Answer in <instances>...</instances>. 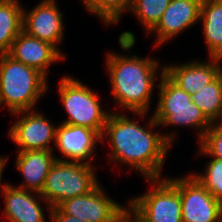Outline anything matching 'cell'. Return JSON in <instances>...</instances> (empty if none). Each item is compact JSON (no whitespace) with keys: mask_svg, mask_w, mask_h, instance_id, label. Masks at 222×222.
I'll return each instance as SVG.
<instances>
[{"mask_svg":"<svg viewBox=\"0 0 222 222\" xmlns=\"http://www.w3.org/2000/svg\"><path fill=\"white\" fill-rule=\"evenodd\" d=\"M111 112L101 135V142L108 138L110 144L109 161L136 169L145 180L161 178L165 158L177 132H154L160 125L153 116L145 128L126 113Z\"/></svg>","mask_w":222,"mask_h":222,"instance_id":"1","label":"cell"},{"mask_svg":"<svg viewBox=\"0 0 222 222\" xmlns=\"http://www.w3.org/2000/svg\"><path fill=\"white\" fill-rule=\"evenodd\" d=\"M106 61L114 102L116 101L122 110L133 113L135 117L146 118L155 81L158 75H163L164 65L161 68L158 59L143 58L136 54L125 56L113 51L107 53Z\"/></svg>","mask_w":222,"mask_h":222,"instance_id":"2","label":"cell"},{"mask_svg":"<svg viewBox=\"0 0 222 222\" xmlns=\"http://www.w3.org/2000/svg\"><path fill=\"white\" fill-rule=\"evenodd\" d=\"M48 82L38 70L0 54V108L6 106L11 114L33 110L49 89Z\"/></svg>","mask_w":222,"mask_h":222,"instance_id":"3","label":"cell"},{"mask_svg":"<svg viewBox=\"0 0 222 222\" xmlns=\"http://www.w3.org/2000/svg\"><path fill=\"white\" fill-rule=\"evenodd\" d=\"M158 79L159 88L156 109L152 114L155 121L162 126H188L197 129L200 142L211 122L194 104L191 95L176 85L165 73Z\"/></svg>","mask_w":222,"mask_h":222,"instance_id":"4","label":"cell"},{"mask_svg":"<svg viewBox=\"0 0 222 222\" xmlns=\"http://www.w3.org/2000/svg\"><path fill=\"white\" fill-rule=\"evenodd\" d=\"M59 82L57 92L68 115L61 123L84 126L101 136L111 110H104L97 92L77 78L67 74Z\"/></svg>","mask_w":222,"mask_h":222,"instance_id":"5","label":"cell"},{"mask_svg":"<svg viewBox=\"0 0 222 222\" xmlns=\"http://www.w3.org/2000/svg\"><path fill=\"white\" fill-rule=\"evenodd\" d=\"M95 172L89 163L56 160L39 194L52 208L57 207L66 199L94 190L99 185Z\"/></svg>","mask_w":222,"mask_h":222,"instance_id":"6","label":"cell"},{"mask_svg":"<svg viewBox=\"0 0 222 222\" xmlns=\"http://www.w3.org/2000/svg\"><path fill=\"white\" fill-rule=\"evenodd\" d=\"M150 190L128 205L146 222H182L179 190L166 178L147 179Z\"/></svg>","mask_w":222,"mask_h":222,"instance_id":"7","label":"cell"},{"mask_svg":"<svg viewBox=\"0 0 222 222\" xmlns=\"http://www.w3.org/2000/svg\"><path fill=\"white\" fill-rule=\"evenodd\" d=\"M167 179L179 190L182 222H219L222 203L192 173Z\"/></svg>","mask_w":222,"mask_h":222,"instance_id":"8","label":"cell"},{"mask_svg":"<svg viewBox=\"0 0 222 222\" xmlns=\"http://www.w3.org/2000/svg\"><path fill=\"white\" fill-rule=\"evenodd\" d=\"M17 115L21 117L12 124L8 131L9 138L18 147L17 152L54 150L50 144L55 143L57 126L35 109L12 114L16 117Z\"/></svg>","mask_w":222,"mask_h":222,"instance_id":"9","label":"cell"},{"mask_svg":"<svg viewBox=\"0 0 222 222\" xmlns=\"http://www.w3.org/2000/svg\"><path fill=\"white\" fill-rule=\"evenodd\" d=\"M99 184L91 192L64 200L58 207L70 216L86 222H119L125 208L111 199Z\"/></svg>","mask_w":222,"mask_h":222,"instance_id":"10","label":"cell"},{"mask_svg":"<svg viewBox=\"0 0 222 222\" xmlns=\"http://www.w3.org/2000/svg\"><path fill=\"white\" fill-rule=\"evenodd\" d=\"M56 0H42L32 10L23 8V31L58 48L64 38L63 13Z\"/></svg>","mask_w":222,"mask_h":222,"instance_id":"11","label":"cell"},{"mask_svg":"<svg viewBox=\"0 0 222 222\" xmlns=\"http://www.w3.org/2000/svg\"><path fill=\"white\" fill-rule=\"evenodd\" d=\"M98 141L101 136L90 128L84 126L60 123L57 127L55 146L64 158L56 160L78 161L92 164ZM67 158V159H65Z\"/></svg>","mask_w":222,"mask_h":222,"instance_id":"12","label":"cell"},{"mask_svg":"<svg viewBox=\"0 0 222 222\" xmlns=\"http://www.w3.org/2000/svg\"><path fill=\"white\" fill-rule=\"evenodd\" d=\"M202 0H171L156 27L149 33L156 35L154 47L169 42L181 32L199 22Z\"/></svg>","mask_w":222,"mask_h":222,"instance_id":"13","label":"cell"},{"mask_svg":"<svg viewBox=\"0 0 222 222\" xmlns=\"http://www.w3.org/2000/svg\"><path fill=\"white\" fill-rule=\"evenodd\" d=\"M14 60L38 70L48 78L51 64L62 61L65 54L61 53L54 45L28 35L21 31L7 53Z\"/></svg>","mask_w":222,"mask_h":222,"instance_id":"14","label":"cell"},{"mask_svg":"<svg viewBox=\"0 0 222 222\" xmlns=\"http://www.w3.org/2000/svg\"><path fill=\"white\" fill-rule=\"evenodd\" d=\"M222 59L208 57L207 61L192 60L179 65L164 66V73L189 95L213 82L222 73Z\"/></svg>","mask_w":222,"mask_h":222,"instance_id":"15","label":"cell"},{"mask_svg":"<svg viewBox=\"0 0 222 222\" xmlns=\"http://www.w3.org/2000/svg\"><path fill=\"white\" fill-rule=\"evenodd\" d=\"M0 193L5 202L3 215L9 222H47L40 200L44 201L49 213L52 207L39 193L18 188L9 182Z\"/></svg>","mask_w":222,"mask_h":222,"instance_id":"16","label":"cell"},{"mask_svg":"<svg viewBox=\"0 0 222 222\" xmlns=\"http://www.w3.org/2000/svg\"><path fill=\"white\" fill-rule=\"evenodd\" d=\"M53 152L46 150L17 152L15 167L23 176L24 182L16 187L40 193L46 177L56 161L57 156Z\"/></svg>","mask_w":222,"mask_h":222,"instance_id":"17","label":"cell"},{"mask_svg":"<svg viewBox=\"0 0 222 222\" xmlns=\"http://www.w3.org/2000/svg\"><path fill=\"white\" fill-rule=\"evenodd\" d=\"M199 21L209 57L222 59V0H202Z\"/></svg>","mask_w":222,"mask_h":222,"instance_id":"18","label":"cell"},{"mask_svg":"<svg viewBox=\"0 0 222 222\" xmlns=\"http://www.w3.org/2000/svg\"><path fill=\"white\" fill-rule=\"evenodd\" d=\"M23 30V7L18 0H0V54L9 52Z\"/></svg>","mask_w":222,"mask_h":222,"instance_id":"19","label":"cell"},{"mask_svg":"<svg viewBox=\"0 0 222 222\" xmlns=\"http://www.w3.org/2000/svg\"><path fill=\"white\" fill-rule=\"evenodd\" d=\"M194 104L211 122L222 120V73L192 96Z\"/></svg>","mask_w":222,"mask_h":222,"instance_id":"20","label":"cell"},{"mask_svg":"<svg viewBox=\"0 0 222 222\" xmlns=\"http://www.w3.org/2000/svg\"><path fill=\"white\" fill-rule=\"evenodd\" d=\"M84 8L96 15L105 25H115L131 10L133 0H81Z\"/></svg>","mask_w":222,"mask_h":222,"instance_id":"21","label":"cell"},{"mask_svg":"<svg viewBox=\"0 0 222 222\" xmlns=\"http://www.w3.org/2000/svg\"><path fill=\"white\" fill-rule=\"evenodd\" d=\"M170 2L171 0H133L130 13L135 15L149 35L161 20Z\"/></svg>","mask_w":222,"mask_h":222,"instance_id":"22","label":"cell"},{"mask_svg":"<svg viewBox=\"0 0 222 222\" xmlns=\"http://www.w3.org/2000/svg\"><path fill=\"white\" fill-rule=\"evenodd\" d=\"M205 164L203 174L192 173L194 177L210 192V194L222 203V160L210 158ZM196 173V174H195Z\"/></svg>","mask_w":222,"mask_h":222,"instance_id":"23","label":"cell"},{"mask_svg":"<svg viewBox=\"0 0 222 222\" xmlns=\"http://www.w3.org/2000/svg\"><path fill=\"white\" fill-rule=\"evenodd\" d=\"M198 145V154L201 156L222 160V122L211 123Z\"/></svg>","mask_w":222,"mask_h":222,"instance_id":"24","label":"cell"},{"mask_svg":"<svg viewBox=\"0 0 222 222\" xmlns=\"http://www.w3.org/2000/svg\"><path fill=\"white\" fill-rule=\"evenodd\" d=\"M49 217L51 222H86L80 218L65 214L58 206L51 209Z\"/></svg>","mask_w":222,"mask_h":222,"instance_id":"25","label":"cell"},{"mask_svg":"<svg viewBox=\"0 0 222 222\" xmlns=\"http://www.w3.org/2000/svg\"><path fill=\"white\" fill-rule=\"evenodd\" d=\"M119 222H146L129 205L123 209Z\"/></svg>","mask_w":222,"mask_h":222,"instance_id":"26","label":"cell"},{"mask_svg":"<svg viewBox=\"0 0 222 222\" xmlns=\"http://www.w3.org/2000/svg\"><path fill=\"white\" fill-rule=\"evenodd\" d=\"M9 158L4 157V156H1L0 155V192L3 190V188L6 186V183H3L4 185H2V174H3V171L6 167V163L8 161Z\"/></svg>","mask_w":222,"mask_h":222,"instance_id":"27","label":"cell"},{"mask_svg":"<svg viewBox=\"0 0 222 222\" xmlns=\"http://www.w3.org/2000/svg\"><path fill=\"white\" fill-rule=\"evenodd\" d=\"M219 222H222V210H221L220 215H219Z\"/></svg>","mask_w":222,"mask_h":222,"instance_id":"28","label":"cell"}]
</instances>
